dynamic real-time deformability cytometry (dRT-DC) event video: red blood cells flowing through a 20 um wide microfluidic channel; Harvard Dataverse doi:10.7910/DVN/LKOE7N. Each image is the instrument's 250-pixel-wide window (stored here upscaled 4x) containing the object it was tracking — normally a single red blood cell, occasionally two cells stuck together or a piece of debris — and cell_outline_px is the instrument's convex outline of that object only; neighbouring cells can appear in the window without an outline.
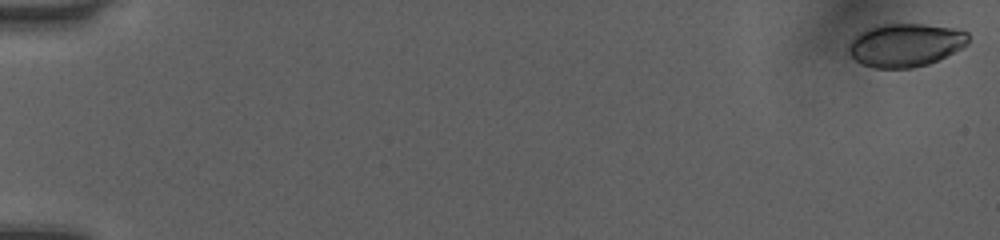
{"species": "human", "species_latin": "Homo sapiens", "temperature_condition": "room temperature", "stored_images_in_passage": 52, "camera_frame_rate_fps": 3000, "um_per_image_px": 0.085, "donor": {"sex": "female"}, "frame": {"image": 1, "passage_image": 1, "time_ms": 0.0, "image_size_px": [1000, 240], "cell_outline_px": [[968, 44], [928, 64], [912, 68], [872, 68], [860, 64], [848, 52], [848, 44], [852, 36], [864, 28], [876, 24], [924, 24], [952, 28], [968, 32]], "centroid_in_image_um": [76.87, 3.81], "position_along_channel_um": 8.1, "area_um2": 30.4}}
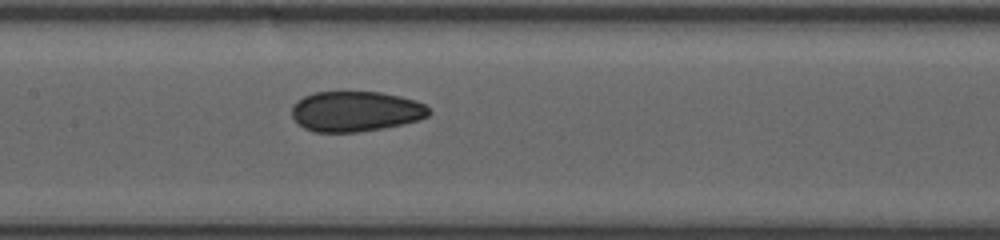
{"frame": {"image": 2, "passage_image": 27, "time_ms": 8.667, "image_size_px": [1000, 240], "cell_outline_px": [[432, 112], [428, 116], [420, 120], [384, 128], [356, 132], [316, 132], [304, 128], [292, 116], [292, 104], [296, 100], [304, 96], [316, 92], [380, 92], [400, 96], [416, 100], [424, 104]], "centroid_in_image_um": [30.24, 9.46], "position_along_channel_um": 177.2, "area_um2": 32.31}}
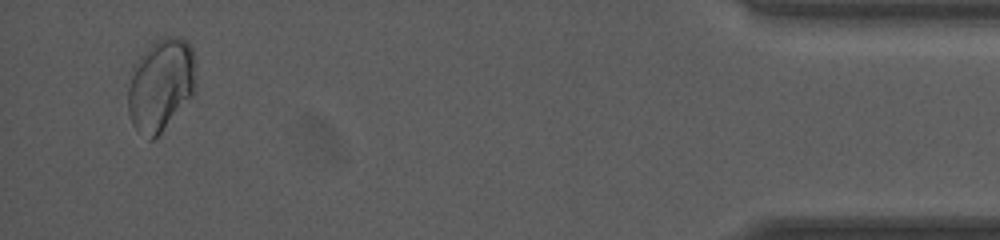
{"frame": {"image": 3, "passage_image": 50, "time_ms": 16.333, "image_size_px": [1000, 240], "cell_outline_px": [[196, 92], [160, 132], [152, 140], [148, 140], [132, 124], [128, 112], [128, 88], [132, 64], [148, 44], [160, 36], [180, 36], [192, 48], [196, 56]], "centroid_in_image_um": [13.67, 7.13], "position_along_channel_um": 421.5, "area_um2": 37.45}, "authors_computed_cell_mechanics": {"area_um2": 32.2235, "velocity_mm_per_s": 4.0761, "shape_relaxation_time_tau1_ms": 7.5298, "shape_relaxation_time_tau2_ms": 1.982, "deformation_change_tau1": 0.096, "deformation_change_tau2": 0.053}}